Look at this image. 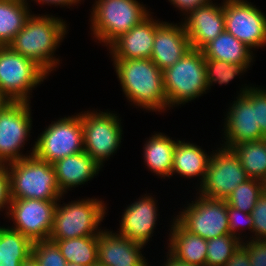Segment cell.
Masks as SVG:
<instances>
[{"instance_id":"cell-36","label":"cell","mask_w":266,"mask_h":266,"mask_svg":"<svg viewBox=\"0 0 266 266\" xmlns=\"http://www.w3.org/2000/svg\"><path fill=\"white\" fill-rule=\"evenodd\" d=\"M253 232L248 239L266 240V194H262L251 211Z\"/></svg>"},{"instance_id":"cell-45","label":"cell","mask_w":266,"mask_h":266,"mask_svg":"<svg viewBox=\"0 0 266 266\" xmlns=\"http://www.w3.org/2000/svg\"><path fill=\"white\" fill-rule=\"evenodd\" d=\"M262 183V193L266 194V177L261 181Z\"/></svg>"},{"instance_id":"cell-43","label":"cell","mask_w":266,"mask_h":266,"mask_svg":"<svg viewBox=\"0 0 266 266\" xmlns=\"http://www.w3.org/2000/svg\"><path fill=\"white\" fill-rule=\"evenodd\" d=\"M10 101L0 92V112Z\"/></svg>"},{"instance_id":"cell-17","label":"cell","mask_w":266,"mask_h":266,"mask_svg":"<svg viewBox=\"0 0 266 266\" xmlns=\"http://www.w3.org/2000/svg\"><path fill=\"white\" fill-rule=\"evenodd\" d=\"M145 246L104 229L97 236L98 264L102 266H151L142 251ZM142 250V251H141ZM149 264V265H148Z\"/></svg>"},{"instance_id":"cell-38","label":"cell","mask_w":266,"mask_h":266,"mask_svg":"<svg viewBox=\"0 0 266 266\" xmlns=\"http://www.w3.org/2000/svg\"><path fill=\"white\" fill-rule=\"evenodd\" d=\"M10 187H9V174L7 165H0V212L5 211L7 215L8 207L10 204Z\"/></svg>"},{"instance_id":"cell-26","label":"cell","mask_w":266,"mask_h":266,"mask_svg":"<svg viewBox=\"0 0 266 266\" xmlns=\"http://www.w3.org/2000/svg\"><path fill=\"white\" fill-rule=\"evenodd\" d=\"M27 0H0V46H7L31 16Z\"/></svg>"},{"instance_id":"cell-33","label":"cell","mask_w":266,"mask_h":266,"mask_svg":"<svg viewBox=\"0 0 266 266\" xmlns=\"http://www.w3.org/2000/svg\"><path fill=\"white\" fill-rule=\"evenodd\" d=\"M31 256L38 266H66L67 264L58 245L51 240L34 242L32 244Z\"/></svg>"},{"instance_id":"cell-16","label":"cell","mask_w":266,"mask_h":266,"mask_svg":"<svg viewBox=\"0 0 266 266\" xmlns=\"http://www.w3.org/2000/svg\"><path fill=\"white\" fill-rule=\"evenodd\" d=\"M147 193L141 195L136 201L125 207L119 220V235L130 239L133 242L148 245L156 229L158 216V201L155 196ZM154 196V197H153Z\"/></svg>"},{"instance_id":"cell-18","label":"cell","mask_w":266,"mask_h":266,"mask_svg":"<svg viewBox=\"0 0 266 266\" xmlns=\"http://www.w3.org/2000/svg\"><path fill=\"white\" fill-rule=\"evenodd\" d=\"M181 20L191 47L201 50L225 30L224 0L218 5L211 2L200 6L189 12Z\"/></svg>"},{"instance_id":"cell-9","label":"cell","mask_w":266,"mask_h":266,"mask_svg":"<svg viewBox=\"0 0 266 266\" xmlns=\"http://www.w3.org/2000/svg\"><path fill=\"white\" fill-rule=\"evenodd\" d=\"M76 114V115H75ZM52 121L38 134L33 155L50 164L66 156L84 151L83 127L80 113Z\"/></svg>"},{"instance_id":"cell-19","label":"cell","mask_w":266,"mask_h":266,"mask_svg":"<svg viewBox=\"0 0 266 266\" xmlns=\"http://www.w3.org/2000/svg\"><path fill=\"white\" fill-rule=\"evenodd\" d=\"M153 12L127 33L117 38L107 49L111 59H150L155 30L161 22L154 19Z\"/></svg>"},{"instance_id":"cell-32","label":"cell","mask_w":266,"mask_h":266,"mask_svg":"<svg viewBox=\"0 0 266 266\" xmlns=\"http://www.w3.org/2000/svg\"><path fill=\"white\" fill-rule=\"evenodd\" d=\"M241 244L242 240L231 234L207 240L206 266H224Z\"/></svg>"},{"instance_id":"cell-23","label":"cell","mask_w":266,"mask_h":266,"mask_svg":"<svg viewBox=\"0 0 266 266\" xmlns=\"http://www.w3.org/2000/svg\"><path fill=\"white\" fill-rule=\"evenodd\" d=\"M203 147L197 145L194 142H185L184 140H178L173 153V165L171 177L175 173L182 178L197 177L199 185L202 184L205 178L206 171L208 169L209 160L211 157V151L209 154L202 149Z\"/></svg>"},{"instance_id":"cell-5","label":"cell","mask_w":266,"mask_h":266,"mask_svg":"<svg viewBox=\"0 0 266 266\" xmlns=\"http://www.w3.org/2000/svg\"><path fill=\"white\" fill-rule=\"evenodd\" d=\"M163 81L167 110L183 106L209 92L202 50L191 48L180 60L163 71Z\"/></svg>"},{"instance_id":"cell-8","label":"cell","mask_w":266,"mask_h":266,"mask_svg":"<svg viewBox=\"0 0 266 266\" xmlns=\"http://www.w3.org/2000/svg\"><path fill=\"white\" fill-rule=\"evenodd\" d=\"M104 111L94 109L80 112L84 151L101 168L121 147L124 133L119 115L108 109Z\"/></svg>"},{"instance_id":"cell-30","label":"cell","mask_w":266,"mask_h":266,"mask_svg":"<svg viewBox=\"0 0 266 266\" xmlns=\"http://www.w3.org/2000/svg\"><path fill=\"white\" fill-rule=\"evenodd\" d=\"M208 90L218 83L227 85L239 75L247 73L252 63H227L215 59H205ZM249 68V69H248Z\"/></svg>"},{"instance_id":"cell-24","label":"cell","mask_w":266,"mask_h":266,"mask_svg":"<svg viewBox=\"0 0 266 266\" xmlns=\"http://www.w3.org/2000/svg\"><path fill=\"white\" fill-rule=\"evenodd\" d=\"M176 139L170 138L162 132H155L143 145V160L148 170L158 178L170 179L173 165V153Z\"/></svg>"},{"instance_id":"cell-21","label":"cell","mask_w":266,"mask_h":266,"mask_svg":"<svg viewBox=\"0 0 266 266\" xmlns=\"http://www.w3.org/2000/svg\"><path fill=\"white\" fill-rule=\"evenodd\" d=\"M53 166L58 186L64 195L72 188L92 181L102 170L85 151L59 159Z\"/></svg>"},{"instance_id":"cell-22","label":"cell","mask_w":266,"mask_h":266,"mask_svg":"<svg viewBox=\"0 0 266 266\" xmlns=\"http://www.w3.org/2000/svg\"><path fill=\"white\" fill-rule=\"evenodd\" d=\"M170 222L167 252L180 262L206 266L207 240L185 230L174 217Z\"/></svg>"},{"instance_id":"cell-3","label":"cell","mask_w":266,"mask_h":266,"mask_svg":"<svg viewBox=\"0 0 266 266\" xmlns=\"http://www.w3.org/2000/svg\"><path fill=\"white\" fill-rule=\"evenodd\" d=\"M94 1L89 16L91 36L107 48L151 13L137 0Z\"/></svg>"},{"instance_id":"cell-28","label":"cell","mask_w":266,"mask_h":266,"mask_svg":"<svg viewBox=\"0 0 266 266\" xmlns=\"http://www.w3.org/2000/svg\"><path fill=\"white\" fill-rule=\"evenodd\" d=\"M250 179L266 177V138L236 144L230 148Z\"/></svg>"},{"instance_id":"cell-27","label":"cell","mask_w":266,"mask_h":266,"mask_svg":"<svg viewBox=\"0 0 266 266\" xmlns=\"http://www.w3.org/2000/svg\"><path fill=\"white\" fill-rule=\"evenodd\" d=\"M32 244L8 225L0 226V266H21L31 256Z\"/></svg>"},{"instance_id":"cell-25","label":"cell","mask_w":266,"mask_h":266,"mask_svg":"<svg viewBox=\"0 0 266 266\" xmlns=\"http://www.w3.org/2000/svg\"><path fill=\"white\" fill-rule=\"evenodd\" d=\"M205 59H215L227 63H253L255 53L246 44L224 30L216 39L202 49Z\"/></svg>"},{"instance_id":"cell-13","label":"cell","mask_w":266,"mask_h":266,"mask_svg":"<svg viewBox=\"0 0 266 266\" xmlns=\"http://www.w3.org/2000/svg\"><path fill=\"white\" fill-rule=\"evenodd\" d=\"M58 200L11 199L7 216L9 228L20 232L32 243L49 240Z\"/></svg>"},{"instance_id":"cell-10","label":"cell","mask_w":266,"mask_h":266,"mask_svg":"<svg viewBox=\"0 0 266 266\" xmlns=\"http://www.w3.org/2000/svg\"><path fill=\"white\" fill-rule=\"evenodd\" d=\"M30 102H10L0 112V165L19 161L34 153L35 144L23 153L32 131Z\"/></svg>"},{"instance_id":"cell-20","label":"cell","mask_w":266,"mask_h":266,"mask_svg":"<svg viewBox=\"0 0 266 266\" xmlns=\"http://www.w3.org/2000/svg\"><path fill=\"white\" fill-rule=\"evenodd\" d=\"M190 40L180 22L161 21L155 30L151 60L161 71L171 67L190 49Z\"/></svg>"},{"instance_id":"cell-7","label":"cell","mask_w":266,"mask_h":266,"mask_svg":"<svg viewBox=\"0 0 266 266\" xmlns=\"http://www.w3.org/2000/svg\"><path fill=\"white\" fill-rule=\"evenodd\" d=\"M48 76L33 60L0 46V92L10 102L31 103L33 90Z\"/></svg>"},{"instance_id":"cell-14","label":"cell","mask_w":266,"mask_h":266,"mask_svg":"<svg viewBox=\"0 0 266 266\" xmlns=\"http://www.w3.org/2000/svg\"><path fill=\"white\" fill-rule=\"evenodd\" d=\"M224 18L225 30L250 49L266 46V14L253 3L224 0Z\"/></svg>"},{"instance_id":"cell-42","label":"cell","mask_w":266,"mask_h":266,"mask_svg":"<svg viewBox=\"0 0 266 266\" xmlns=\"http://www.w3.org/2000/svg\"><path fill=\"white\" fill-rule=\"evenodd\" d=\"M165 257L167 258L163 264V266H198V265H190L188 263H183L172 257L168 252Z\"/></svg>"},{"instance_id":"cell-39","label":"cell","mask_w":266,"mask_h":266,"mask_svg":"<svg viewBox=\"0 0 266 266\" xmlns=\"http://www.w3.org/2000/svg\"><path fill=\"white\" fill-rule=\"evenodd\" d=\"M173 7H175L180 12V17L186 16L189 12L194 9L210 4L212 0H168Z\"/></svg>"},{"instance_id":"cell-46","label":"cell","mask_w":266,"mask_h":266,"mask_svg":"<svg viewBox=\"0 0 266 266\" xmlns=\"http://www.w3.org/2000/svg\"><path fill=\"white\" fill-rule=\"evenodd\" d=\"M66 266H82V265L76 263H67Z\"/></svg>"},{"instance_id":"cell-37","label":"cell","mask_w":266,"mask_h":266,"mask_svg":"<svg viewBox=\"0 0 266 266\" xmlns=\"http://www.w3.org/2000/svg\"><path fill=\"white\" fill-rule=\"evenodd\" d=\"M250 259V266H266V240H242Z\"/></svg>"},{"instance_id":"cell-41","label":"cell","mask_w":266,"mask_h":266,"mask_svg":"<svg viewBox=\"0 0 266 266\" xmlns=\"http://www.w3.org/2000/svg\"><path fill=\"white\" fill-rule=\"evenodd\" d=\"M31 2L35 1L34 3H36L37 5H43L46 4L47 6H60V7H74L77 6V4H81L80 2L84 1V0H30ZM29 0L27 1L28 3L30 2Z\"/></svg>"},{"instance_id":"cell-4","label":"cell","mask_w":266,"mask_h":266,"mask_svg":"<svg viewBox=\"0 0 266 266\" xmlns=\"http://www.w3.org/2000/svg\"><path fill=\"white\" fill-rule=\"evenodd\" d=\"M62 198L64 199V195L58 200L55 208L49 240L98 236L103 230L99 226L108 215L106 202L95 197H79L78 200L66 203L61 201Z\"/></svg>"},{"instance_id":"cell-1","label":"cell","mask_w":266,"mask_h":266,"mask_svg":"<svg viewBox=\"0 0 266 266\" xmlns=\"http://www.w3.org/2000/svg\"><path fill=\"white\" fill-rule=\"evenodd\" d=\"M67 25L69 24L61 17L32 13L7 46L33 60L49 75L59 68L60 60L62 61L55 51L69 33Z\"/></svg>"},{"instance_id":"cell-6","label":"cell","mask_w":266,"mask_h":266,"mask_svg":"<svg viewBox=\"0 0 266 266\" xmlns=\"http://www.w3.org/2000/svg\"><path fill=\"white\" fill-rule=\"evenodd\" d=\"M10 199L59 200L61 192L53 164L34 155L7 164Z\"/></svg>"},{"instance_id":"cell-12","label":"cell","mask_w":266,"mask_h":266,"mask_svg":"<svg viewBox=\"0 0 266 266\" xmlns=\"http://www.w3.org/2000/svg\"><path fill=\"white\" fill-rule=\"evenodd\" d=\"M216 149L212 150L204 181L196 191L200 196L226 200L239 184L250 178L231 149L222 146Z\"/></svg>"},{"instance_id":"cell-34","label":"cell","mask_w":266,"mask_h":266,"mask_svg":"<svg viewBox=\"0 0 266 266\" xmlns=\"http://www.w3.org/2000/svg\"><path fill=\"white\" fill-rule=\"evenodd\" d=\"M227 213H228V222H229V231L231 235L238 237L240 240H243V237L246 239V236H242L245 234L246 230L250 231V234L253 232V219L251 214L242 212L241 210L235 209L227 205ZM242 232V233H241Z\"/></svg>"},{"instance_id":"cell-44","label":"cell","mask_w":266,"mask_h":266,"mask_svg":"<svg viewBox=\"0 0 266 266\" xmlns=\"http://www.w3.org/2000/svg\"><path fill=\"white\" fill-rule=\"evenodd\" d=\"M21 266H38V264L36 263L34 258L30 256L26 261L22 263Z\"/></svg>"},{"instance_id":"cell-40","label":"cell","mask_w":266,"mask_h":266,"mask_svg":"<svg viewBox=\"0 0 266 266\" xmlns=\"http://www.w3.org/2000/svg\"><path fill=\"white\" fill-rule=\"evenodd\" d=\"M224 266H250V259L246 248L241 244Z\"/></svg>"},{"instance_id":"cell-15","label":"cell","mask_w":266,"mask_h":266,"mask_svg":"<svg viewBox=\"0 0 266 266\" xmlns=\"http://www.w3.org/2000/svg\"><path fill=\"white\" fill-rule=\"evenodd\" d=\"M252 84H245L240 87L236 99L228 106L226 118H224L220 145L230 149L232 146L248 142L265 139L257 123L256 108L254 102L245 94Z\"/></svg>"},{"instance_id":"cell-29","label":"cell","mask_w":266,"mask_h":266,"mask_svg":"<svg viewBox=\"0 0 266 266\" xmlns=\"http://www.w3.org/2000/svg\"><path fill=\"white\" fill-rule=\"evenodd\" d=\"M55 242L67 263L93 266L98 263L97 236H85Z\"/></svg>"},{"instance_id":"cell-35","label":"cell","mask_w":266,"mask_h":266,"mask_svg":"<svg viewBox=\"0 0 266 266\" xmlns=\"http://www.w3.org/2000/svg\"><path fill=\"white\" fill-rule=\"evenodd\" d=\"M250 86L245 94L254 102L257 123L260 125L262 135L266 138V87Z\"/></svg>"},{"instance_id":"cell-11","label":"cell","mask_w":266,"mask_h":266,"mask_svg":"<svg viewBox=\"0 0 266 266\" xmlns=\"http://www.w3.org/2000/svg\"><path fill=\"white\" fill-rule=\"evenodd\" d=\"M193 197L174 219L188 232L206 240L230 234L226 201L197 193Z\"/></svg>"},{"instance_id":"cell-31","label":"cell","mask_w":266,"mask_h":266,"mask_svg":"<svg viewBox=\"0 0 266 266\" xmlns=\"http://www.w3.org/2000/svg\"><path fill=\"white\" fill-rule=\"evenodd\" d=\"M262 194L261 181L248 179L239 184L225 201L230 207L250 214Z\"/></svg>"},{"instance_id":"cell-2","label":"cell","mask_w":266,"mask_h":266,"mask_svg":"<svg viewBox=\"0 0 266 266\" xmlns=\"http://www.w3.org/2000/svg\"><path fill=\"white\" fill-rule=\"evenodd\" d=\"M111 61L127 102L149 112L167 111L163 71L151 59Z\"/></svg>"}]
</instances>
